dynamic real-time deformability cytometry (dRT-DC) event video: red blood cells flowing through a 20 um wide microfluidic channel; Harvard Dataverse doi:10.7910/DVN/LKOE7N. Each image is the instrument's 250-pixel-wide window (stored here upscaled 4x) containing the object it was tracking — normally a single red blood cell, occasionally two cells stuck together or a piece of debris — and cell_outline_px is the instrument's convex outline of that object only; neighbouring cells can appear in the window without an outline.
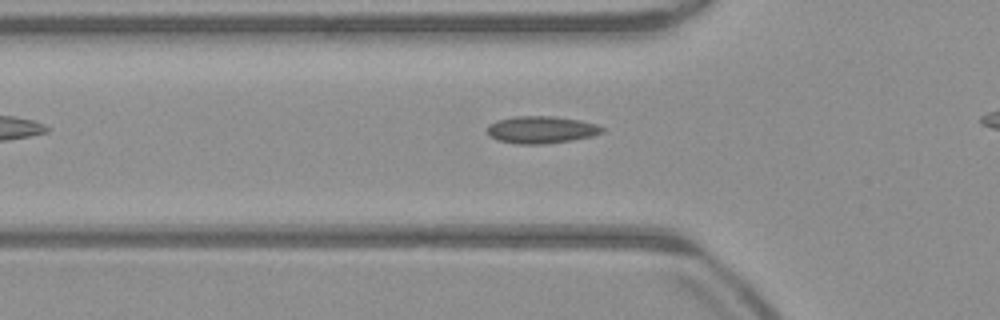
{"species": "common noctule bat (a hibernating species)", "species_latin": "Nyctalus noctula", "temperature_condition": "warm", "stored_images_in_passage": 36, "camera_frame_rate_fps": 3000, "um_per_image_px": 0.085, "animal": {"sex": "male", "body_mass_g": 23.1, "forearm_length_mm": 52.7}, "frame": {"image": 1, "passage_image": 11, "time_ms": 3.333, "image_size_px": [1000, 320], "cell_outline_px": [[604, 132], [592, 136], [572, 140], [544, 144], [516, 144], [496, 140], [488, 136], [488, 124], [496, 120], [512, 116], [556, 116], [580, 120], [596, 124], [604, 128]], "centroid_in_image_um": [45.98, 11.02], "position_along_channel_um": 79.8, "area_um2": 18.5}}
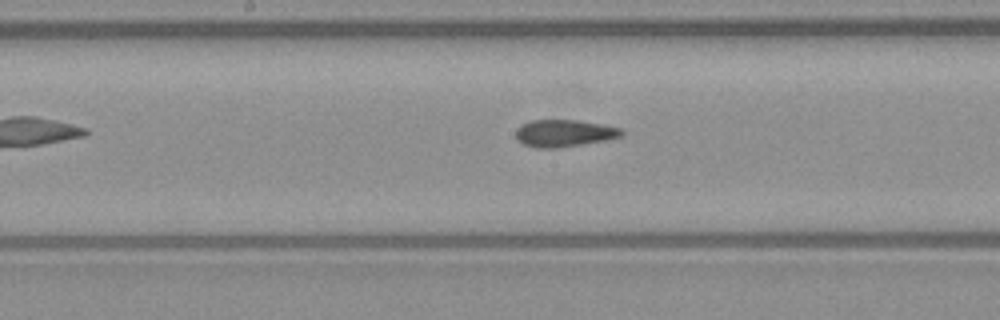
{"frame": {"image": 2, "passage_image": 20, "time_ms": 6.333, "image_size_px": [1000, 320], "cell_outline_px": [[624, 136], [584, 144], [560, 148], [536, 148], [524, 144], [516, 140], [516, 128], [520, 124], [528, 120], [576, 120], [600, 124], [620, 128], [624, 132]], "centroid_in_image_um": [47.91, 11.32], "position_along_channel_um": 200.3, "area_um2": 16.88}}
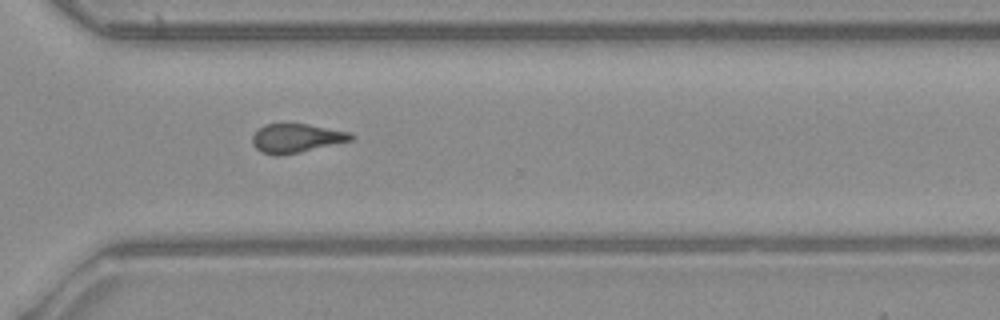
{"frame": {"image": 3, "passage_image": 31, "time_ms": 10.0, "image_size_px": [1000, 320], "cell_outline_px": [[356, 136], [352, 140], [300, 152], [276, 156], [260, 152], [252, 144], [252, 136], [264, 124], [308, 124], [352, 132]], "centroid_in_image_um": [25.2, 11.75], "position_along_channel_um": 345.4, "area_um2": 16.65}}